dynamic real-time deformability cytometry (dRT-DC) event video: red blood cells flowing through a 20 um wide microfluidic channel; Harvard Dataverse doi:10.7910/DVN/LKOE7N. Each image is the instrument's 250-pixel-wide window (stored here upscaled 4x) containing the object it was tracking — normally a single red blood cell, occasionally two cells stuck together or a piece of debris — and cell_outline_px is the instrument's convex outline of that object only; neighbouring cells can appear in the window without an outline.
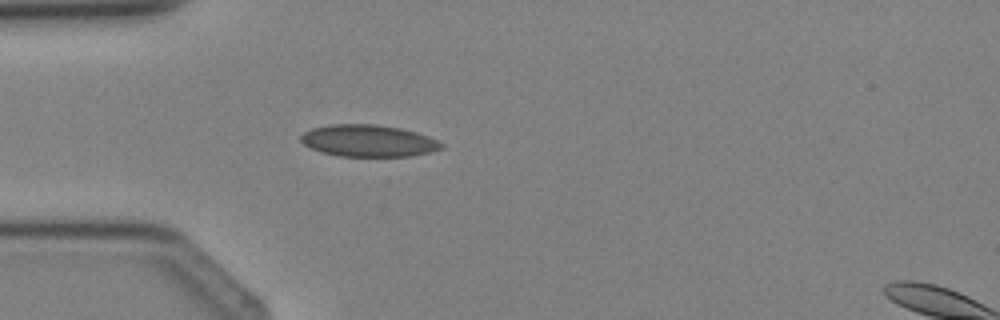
{"species": "Egyptian fruit bat (a non-hibernating species)", "species_latin": "Rousettus aegyptiacus", "temperature_condition": "cold", "stored_images_in_passage": 3, "camera_frame_rate_fps": 3000, "um_per_image_px": 0.085, "animal": {"sex": "female"}, "frame": {"image": 1, "passage_image": 3, "time_ms": 3.333, "image_size_px": [1000, 320], "cell_outline_px": [[444, 148], [432, 152], [412, 156], [340, 156], [324, 152], [312, 148], [304, 144], [300, 140], [300, 136], [304, 132], [312, 128], [328, 124], [376, 124], [400, 128], [416, 132], [428, 136], [444, 144]], "centroid_in_image_um": [31.34, 11.96], "position_along_channel_um": 53.7, "area_um2": 26.13}}